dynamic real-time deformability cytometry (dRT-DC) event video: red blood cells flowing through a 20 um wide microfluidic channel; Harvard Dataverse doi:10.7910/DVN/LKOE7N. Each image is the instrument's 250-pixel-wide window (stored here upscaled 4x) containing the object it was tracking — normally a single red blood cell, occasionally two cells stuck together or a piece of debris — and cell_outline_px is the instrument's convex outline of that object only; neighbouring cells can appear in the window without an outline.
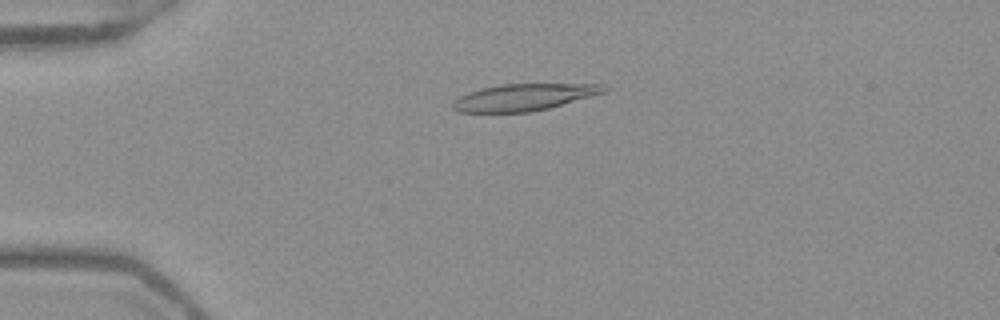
{"species": "Egyptian fruit bat (a non-hibernating species)", "species_latin": "Rousettus aegyptiacus", "temperature_condition": "warm", "stored_images_in_passage": 52, "camera_frame_rate_fps": 3000, "um_per_image_px": 0.085, "frame": {"image": 1, "passage_image": 13, "time_ms": 4.0, "image_size_px": [1000, 320], "cell_outline_px": [[608, 88], [604, 92], [592, 96], [548, 108], [532, 112], [460, 112], [452, 108], [452, 100], [468, 92], [500, 84], [604, 84]], "centroid_in_image_um": [44.51, 8.26], "position_along_channel_um": 40.5, "area_um2": 23.47}}
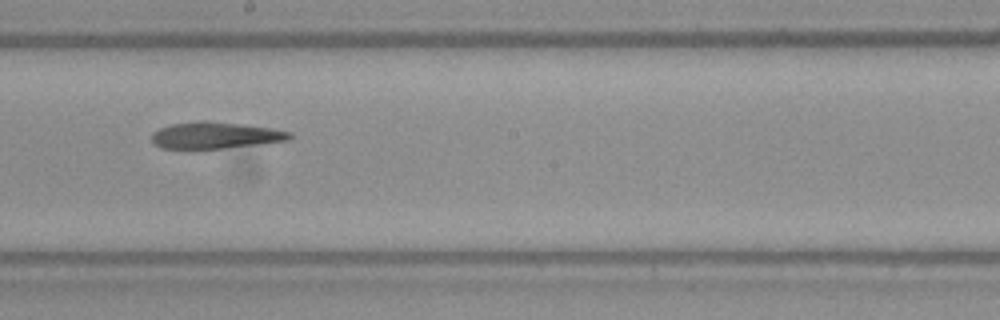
{"frame": {"image": 2, "passage_image": 30, "time_ms": 9.667, "image_size_px": [1000, 320], "cell_outline_px": [[292, 136], [288, 140], [220, 148], [160, 148], [152, 140], [152, 132], [160, 128], [172, 124], [204, 120], [244, 124], [272, 128], [292, 132]], "centroid_in_image_um": [18.3, 11.48], "position_along_channel_um": 229.9, "area_um2": 21.04}}
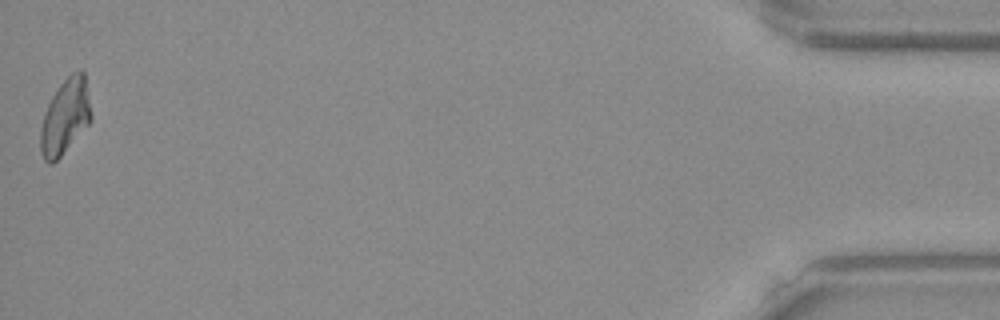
{"frame": {"image": 3, "passage_image": 52, "time_ms": 17.0, "image_size_px": [1000, 320], "cell_outline_px": [[92, 120], [60, 156], [52, 164], [48, 164], [44, 160], [40, 152], [40, 128], [44, 112], [52, 96], [60, 84], [72, 72], [80, 68], [84, 72], [92, 116]], "centroid_in_image_um": [5.53, 9.91], "position_along_channel_um": 429.7, "area_um2": 22.14}}